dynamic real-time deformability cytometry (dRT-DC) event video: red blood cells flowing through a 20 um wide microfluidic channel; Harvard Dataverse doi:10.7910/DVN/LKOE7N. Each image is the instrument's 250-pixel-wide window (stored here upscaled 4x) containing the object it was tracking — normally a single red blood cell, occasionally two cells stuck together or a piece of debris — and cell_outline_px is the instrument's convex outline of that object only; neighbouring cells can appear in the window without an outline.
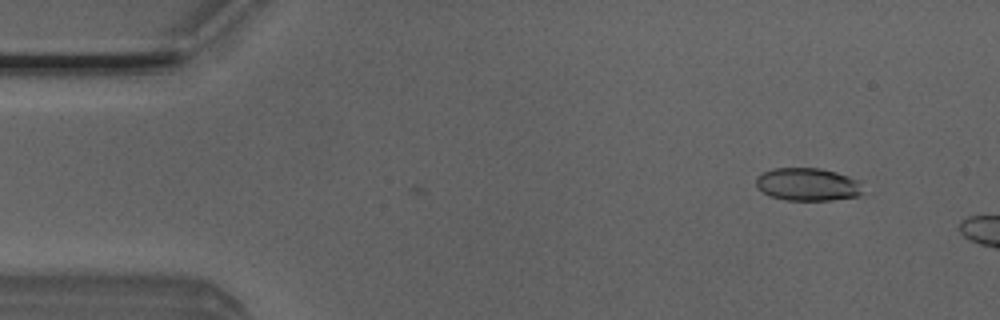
{"species": "Egyptian fruit bat (a non-hibernating species)", "species_latin": "Rousettus aegyptiacus", "temperature_condition": "room temperature", "stored_images_in_passage": 3, "camera_frame_rate_fps": 3000, "um_per_image_px": 0.085, "animal": {"sex": "male"}, "frame": {"image": 1, "passage_image": 1, "time_ms": 0.0, "image_size_px": [1000, 320], "cell_outline_px": [[864, 192], [860, 196], [832, 200], [784, 200], [768, 196], [756, 188], [756, 176], [772, 168], [820, 168], [836, 172], [860, 180]], "centroid_in_image_um": [68.65, 15.68], "position_along_channel_um": 16.3, "area_um2": 20.87}}